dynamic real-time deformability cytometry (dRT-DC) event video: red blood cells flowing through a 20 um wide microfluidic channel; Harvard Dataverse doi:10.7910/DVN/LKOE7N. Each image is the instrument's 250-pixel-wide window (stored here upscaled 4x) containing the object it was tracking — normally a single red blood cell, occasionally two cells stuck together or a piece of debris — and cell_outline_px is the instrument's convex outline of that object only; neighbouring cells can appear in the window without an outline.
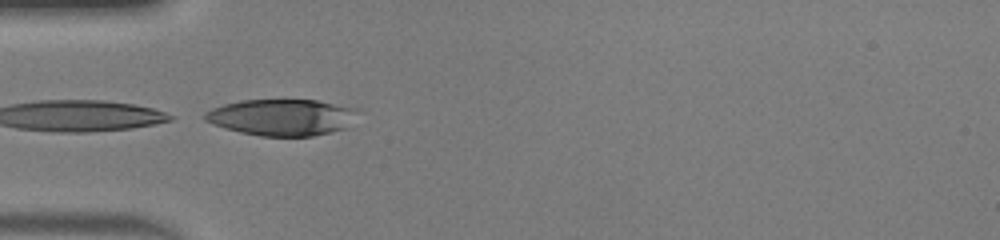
{"species": "human", "species_latin": "Homo sapiens", "temperature_condition": "warm", "stored_images_in_passage": 23, "camera_frame_rate_fps": 3000, "um_per_image_px": 0.085, "donor": {"sex": "male"}, "frame": {"image": 1, "passage_image": 1, "time_ms": 0.0, "image_size_px": [1000, 240], "cell_outline_px": [[356, 108], [344, 128], [332, 132], [312, 136], [260, 136], [240, 132], [224, 128], [204, 120], [204, 112], [212, 108], [224, 104], [240, 100], [316, 100]], "centroid_in_image_um": [23.85, 9.97], "position_along_channel_um": 61.1, "area_um2": 31.96}}